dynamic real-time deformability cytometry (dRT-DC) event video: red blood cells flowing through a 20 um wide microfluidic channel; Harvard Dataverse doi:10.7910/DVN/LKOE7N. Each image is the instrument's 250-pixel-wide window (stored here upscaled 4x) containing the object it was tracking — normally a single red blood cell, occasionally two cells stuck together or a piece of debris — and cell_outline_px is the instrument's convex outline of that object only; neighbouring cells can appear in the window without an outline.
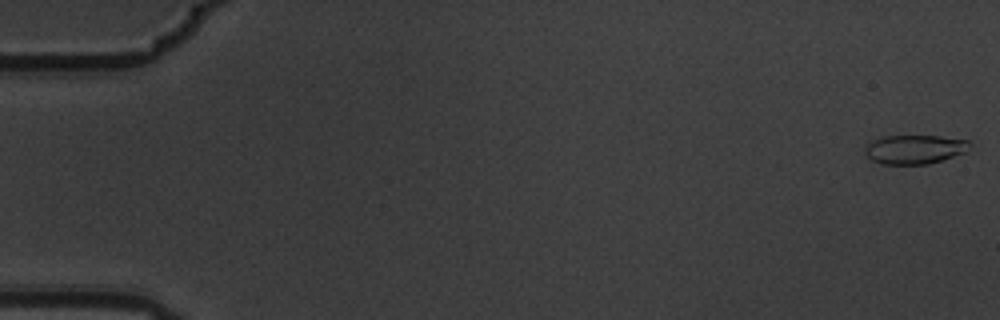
{"species": "common noctule bat (a hibernating species)", "species_latin": "Nyctalus noctula", "temperature_condition": "warm", "stored_images_in_passage": 6, "camera_frame_rate_fps": 3000, "um_per_image_px": 0.085, "animal": {"sex": "male", "body_mass_g": 19.5, "forearm_length_mm": 54.6}, "frame": {"image": 1, "passage_image": 6, "time_ms": 1.667, "image_size_px": [1000, 320], "cell_outline_px": [[972, 144], [968, 152], [928, 164], [880, 164], [872, 160], [864, 152], [864, 144], [872, 140], [884, 136], [940, 136], [968, 140]], "centroid_in_image_um": [77.75, 12.69], "position_along_channel_um": 7.3, "area_um2": 17.98}}